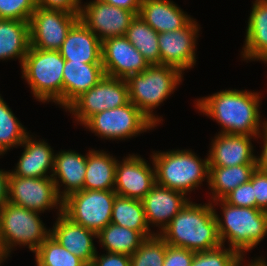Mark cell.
<instances>
[{
    "mask_svg": "<svg viewBox=\"0 0 267 266\" xmlns=\"http://www.w3.org/2000/svg\"><path fill=\"white\" fill-rule=\"evenodd\" d=\"M257 164H244L231 167H209L211 201L223 200L239 185L250 181ZM212 193V194H211Z\"/></svg>",
    "mask_w": 267,
    "mask_h": 266,
    "instance_id": "cell-28",
    "label": "cell"
},
{
    "mask_svg": "<svg viewBox=\"0 0 267 266\" xmlns=\"http://www.w3.org/2000/svg\"><path fill=\"white\" fill-rule=\"evenodd\" d=\"M82 126L106 140H126L156 126L132 103L91 116Z\"/></svg>",
    "mask_w": 267,
    "mask_h": 266,
    "instance_id": "cell-8",
    "label": "cell"
},
{
    "mask_svg": "<svg viewBox=\"0 0 267 266\" xmlns=\"http://www.w3.org/2000/svg\"><path fill=\"white\" fill-rule=\"evenodd\" d=\"M101 52L103 69L108 77L126 80L150 66L124 35L103 40Z\"/></svg>",
    "mask_w": 267,
    "mask_h": 266,
    "instance_id": "cell-16",
    "label": "cell"
},
{
    "mask_svg": "<svg viewBox=\"0 0 267 266\" xmlns=\"http://www.w3.org/2000/svg\"><path fill=\"white\" fill-rule=\"evenodd\" d=\"M32 136L29 134L20 145L24 150L11 173L23 178L50 177L55 159L54 150L45 140H37Z\"/></svg>",
    "mask_w": 267,
    "mask_h": 266,
    "instance_id": "cell-20",
    "label": "cell"
},
{
    "mask_svg": "<svg viewBox=\"0 0 267 266\" xmlns=\"http://www.w3.org/2000/svg\"><path fill=\"white\" fill-rule=\"evenodd\" d=\"M152 153L156 184L188 195L205 179L209 183L208 157L202 159L189 149Z\"/></svg>",
    "mask_w": 267,
    "mask_h": 266,
    "instance_id": "cell-4",
    "label": "cell"
},
{
    "mask_svg": "<svg viewBox=\"0 0 267 266\" xmlns=\"http://www.w3.org/2000/svg\"><path fill=\"white\" fill-rule=\"evenodd\" d=\"M129 102L125 79L104 76L95 86L76 98L66 109L74 115L77 124L83 125L91 116L114 109Z\"/></svg>",
    "mask_w": 267,
    "mask_h": 266,
    "instance_id": "cell-10",
    "label": "cell"
},
{
    "mask_svg": "<svg viewBox=\"0 0 267 266\" xmlns=\"http://www.w3.org/2000/svg\"><path fill=\"white\" fill-rule=\"evenodd\" d=\"M114 190H81L63 199L62 213L71 221L99 233L111 222Z\"/></svg>",
    "mask_w": 267,
    "mask_h": 266,
    "instance_id": "cell-9",
    "label": "cell"
},
{
    "mask_svg": "<svg viewBox=\"0 0 267 266\" xmlns=\"http://www.w3.org/2000/svg\"><path fill=\"white\" fill-rule=\"evenodd\" d=\"M141 156L128 154L117 161L114 191L117 195L142 200L156 184L155 167Z\"/></svg>",
    "mask_w": 267,
    "mask_h": 266,
    "instance_id": "cell-15",
    "label": "cell"
},
{
    "mask_svg": "<svg viewBox=\"0 0 267 266\" xmlns=\"http://www.w3.org/2000/svg\"><path fill=\"white\" fill-rule=\"evenodd\" d=\"M101 49L102 41L79 19L58 51L66 61L102 64Z\"/></svg>",
    "mask_w": 267,
    "mask_h": 266,
    "instance_id": "cell-22",
    "label": "cell"
},
{
    "mask_svg": "<svg viewBox=\"0 0 267 266\" xmlns=\"http://www.w3.org/2000/svg\"><path fill=\"white\" fill-rule=\"evenodd\" d=\"M65 60L57 50L29 47L21 66L22 78L39 102L63 107V69Z\"/></svg>",
    "mask_w": 267,
    "mask_h": 266,
    "instance_id": "cell-6",
    "label": "cell"
},
{
    "mask_svg": "<svg viewBox=\"0 0 267 266\" xmlns=\"http://www.w3.org/2000/svg\"><path fill=\"white\" fill-rule=\"evenodd\" d=\"M211 205L222 245L224 246L227 240L229 248L236 250L243 257L249 250L257 247L267 235V211L234 206L224 199L212 201ZM218 205L222 209V217L214 209Z\"/></svg>",
    "mask_w": 267,
    "mask_h": 266,
    "instance_id": "cell-3",
    "label": "cell"
},
{
    "mask_svg": "<svg viewBox=\"0 0 267 266\" xmlns=\"http://www.w3.org/2000/svg\"><path fill=\"white\" fill-rule=\"evenodd\" d=\"M36 7V0H0V19L29 22Z\"/></svg>",
    "mask_w": 267,
    "mask_h": 266,
    "instance_id": "cell-36",
    "label": "cell"
},
{
    "mask_svg": "<svg viewBox=\"0 0 267 266\" xmlns=\"http://www.w3.org/2000/svg\"><path fill=\"white\" fill-rule=\"evenodd\" d=\"M262 133L258 136V138L263 139V147L260 156H256V162L257 168L267 173V126Z\"/></svg>",
    "mask_w": 267,
    "mask_h": 266,
    "instance_id": "cell-42",
    "label": "cell"
},
{
    "mask_svg": "<svg viewBox=\"0 0 267 266\" xmlns=\"http://www.w3.org/2000/svg\"><path fill=\"white\" fill-rule=\"evenodd\" d=\"M100 245L107 252L120 253L131 256L146 240L138 231L109 223L97 233Z\"/></svg>",
    "mask_w": 267,
    "mask_h": 266,
    "instance_id": "cell-30",
    "label": "cell"
},
{
    "mask_svg": "<svg viewBox=\"0 0 267 266\" xmlns=\"http://www.w3.org/2000/svg\"><path fill=\"white\" fill-rule=\"evenodd\" d=\"M194 251L167 245L163 266H191Z\"/></svg>",
    "mask_w": 267,
    "mask_h": 266,
    "instance_id": "cell-38",
    "label": "cell"
},
{
    "mask_svg": "<svg viewBox=\"0 0 267 266\" xmlns=\"http://www.w3.org/2000/svg\"><path fill=\"white\" fill-rule=\"evenodd\" d=\"M79 14L36 7L29 20L30 47L59 50Z\"/></svg>",
    "mask_w": 267,
    "mask_h": 266,
    "instance_id": "cell-12",
    "label": "cell"
},
{
    "mask_svg": "<svg viewBox=\"0 0 267 266\" xmlns=\"http://www.w3.org/2000/svg\"><path fill=\"white\" fill-rule=\"evenodd\" d=\"M6 259H7L6 256L2 253L1 248H0V266L3 262L6 261Z\"/></svg>",
    "mask_w": 267,
    "mask_h": 266,
    "instance_id": "cell-45",
    "label": "cell"
},
{
    "mask_svg": "<svg viewBox=\"0 0 267 266\" xmlns=\"http://www.w3.org/2000/svg\"><path fill=\"white\" fill-rule=\"evenodd\" d=\"M107 152L94 149L87 152L83 189L114 190L118 159Z\"/></svg>",
    "mask_w": 267,
    "mask_h": 266,
    "instance_id": "cell-26",
    "label": "cell"
},
{
    "mask_svg": "<svg viewBox=\"0 0 267 266\" xmlns=\"http://www.w3.org/2000/svg\"><path fill=\"white\" fill-rule=\"evenodd\" d=\"M241 51L243 61H263L267 64V0L252 2Z\"/></svg>",
    "mask_w": 267,
    "mask_h": 266,
    "instance_id": "cell-24",
    "label": "cell"
},
{
    "mask_svg": "<svg viewBox=\"0 0 267 266\" xmlns=\"http://www.w3.org/2000/svg\"><path fill=\"white\" fill-rule=\"evenodd\" d=\"M158 235L168 245L194 252L222 246L210 201L203 205L189 201Z\"/></svg>",
    "mask_w": 267,
    "mask_h": 266,
    "instance_id": "cell-2",
    "label": "cell"
},
{
    "mask_svg": "<svg viewBox=\"0 0 267 266\" xmlns=\"http://www.w3.org/2000/svg\"><path fill=\"white\" fill-rule=\"evenodd\" d=\"M224 200L228 204L234 206L256 208L254 188L250 181L236 187L224 198Z\"/></svg>",
    "mask_w": 267,
    "mask_h": 266,
    "instance_id": "cell-37",
    "label": "cell"
},
{
    "mask_svg": "<svg viewBox=\"0 0 267 266\" xmlns=\"http://www.w3.org/2000/svg\"><path fill=\"white\" fill-rule=\"evenodd\" d=\"M250 182L254 188L256 208L267 211V173L256 168Z\"/></svg>",
    "mask_w": 267,
    "mask_h": 266,
    "instance_id": "cell-39",
    "label": "cell"
},
{
    "mask_svg": "<svg viewBox=\"0 0 267 266\" xmlns=\"http://www.w3.org/2000/svg\"><path fill=\"white\" fill-rule=\"evenodd\" d=\"M182 79L183 73L178 68L150 65L143 72L126 79L129 101L157 127L163 119L154 114V109L174 93Z\"/></svg>",
    "mask_w": 267,
    "mask_h": 266,
    "instance_id": "cell-5",
    "label": "cell"
},
{
    "mask_svg": "<svg viewBox=\"0 0 267 266\" xmlns=\"http://www.w3.org/2000/svg\"><path fill=\"white\" fill-rule=\"evenodd\" d=\"M158 34L139 15H136L124 36L143 55L149 65H161Z\"/></svg>",
    "mask_w": 267,
    "mask_h": 266,
    "instance_id": "cell-31",
    "label": "cell"
},
{
    "mask_svg": "<svg viewBox=\"0 0 267 266\" xmlns=\"http://www.w3.org/2000/svg\"><path fill=\"white\" fill-rule=\"evenodd\" d=\"M105 72L102 64L66 61L63 69V108L95 86Z\"/></svg>",
    "mask_w": 267,
    "mask_h": 266,
    "instance_id": "cell-25",
    "label": "cell"
},
{
    "mask_svg": "<svg viewBox=\"0 0 267 266\" xmlns=\"http://www.w3.org/2000/svg\"><path fill=\"white\" fill-rule=\"evenodd\" d=\"M139 11H128L100 0L82 4L79 19L101 40L123 36Z\"/></svg>",
    "mask_w": 267,
    "mask_h": 266,
    "instance_id": "cell-13",
    "label": "cell"
},
{
    "mask_svg": "<svg viewBox=\"0 0 267 266\" xmlns=\"http://www.w3.org/2000/svg\"><path fill=\"white\" fill-rule=\"evenodd\" d=\"M259 93L225 89L196 99L195 108L221 125L218 133L258 137L267 126V120L261 121Z\"/></svg>",
    "mask_w": 267,
    "mask_h": 266,
    "instance_id": "cell-1",
    "label": "cell"
},
{
    "mask_svg": "<svg viewBox=\"0 0 267 266\" xmlns=\"http://www.w3.org/2000/svg\"><path fill=\"white\" fill-rule=\"evenodd\" d=\"M82 0H36L38 7L43 9L64 10L69 13L79 14Z\"/></svg>",
    "mask_w": 267,
    "mask_h": 266,
    "instance_id": "cell-40",
    "label": "cell"
},
{
    "mask_svg": "<svg viewBox=\"0 0 267 266\" xmlns=\"http://www.w3.org/2000/svg\"><path fill=\"white\" fill-rule=\"evenodd\" d=\"M29 134L0 94V156L20 146Z\"/></svg>",
    "mask_w": 267,
    "mask_h": 266,
    "instance_id": "cell-32",
    "label": "cell"
},
{
    "mask_svg": "<svg viewBox=\"0 0 267 266\" xmlns=\"http://www.w3.org/2000/svg\"><path fill=\"white\" fill-rule=\"evenodd\" d=\"M36 266H86L79 257L61 246L51 235L34 252Z\"/></svg>",
    "mask_w": 267,
    "mask_h": 266,
    "instance_id": "cell-33",
    "label": "cell"
},
{
    "mask_svg": "<svg viewBox=\"0 0 267 266\" xmlns=\"http://www.w3.org/2000/svg\"><path fill=\"white\" fill-rule=\"evenodd\" d=\"M138 15L157 33L184 28L193 19L171 0H142Z\"/></svg>",
    "mask_w": 267,
    "mask_h": 266,
    "instance_id": "cell-23",
    "label": "cell"
},
{
    "mask_svg": "<svg viewBox=\"0 0 267 266\" xmlns=\"http://www.w3.org/2000/svg\"><path fill=\"white\" fill-rule=\"evenodd\" d=\"M91 266H130V256L120 253L106 252L98 255V251L93 258Z\"/></svg>",
    "mask_w": 267,
    "mask_h": 266,
    "instance_id": "cell-41",
    "label": "cell"
},
{
    "mask_svg": "<svg viewBox=\"0 0 267 266\" xmlns=\"http://www.w3.org/2000/svg\"><path fill=\"white\" fill-rule=\"evenodd\" d=\"M11 170L0 169V208L8 202L9 175Z\"/></svg>",
    "mask_w": 267,
    "mask_h": 266,
    "instance_id": "cell-43",
    "label": "cell"
},
{
    "mask_svg": "<svg viewBox=\"0 0 267 266\" xmlns=\"http://www.w3.org/2000/svg\"><path fill=\"white\" fill-rule=\"evenodd\" d=\"M251 138L258 137L238 134L218 133L212 139L209 149V167H231L257 164Z\"/></svg>",
    "mask_w": 267,
    "mask_h": 266,
    "instance_id": "cell-17",
    "label": "cell"
},
{
    "mask_svg": "<svg viewBox=\"0 0 267 266\" xmlns=\"http://www.w3.org/2000/svg\"><path fill=\"white\" fill-rule=\"evenodd\" d=\"M111 223L140 232L146 239L156 235L149 228L142 200L115 196Z\"/></svg>",
    "mask_w": 267,
    "mask_h": 266,
    "instance_id": "cell-29",
    "label": "cell"
},
{
    "mask_svg": "<svg viewBox=\"0 0 267 266\" xmlns=\"http://www.w3.org/2000/svg\"><path fill=\"white\" fill-rule=\"evenodd\" d=\"M86 162L87 153L82 155L74 150H61L55 153L51 177L62 200L74 192L83 190ZM61 186H64L63 190Z\"/></svg>",
    "mask_w": 267,
    "mask_h": 266,
    "instance_id": "cell-21",
    "label": "cell"
},
{
    "mask_svg": "<svg viewBox=\"0 0 267 266\" xmlns=\"http://www.w3.org/2000/svg\"><path fill=\"white\" fill-rule=\"evenodd\" d=\"M8 202L39 213L59 209L63 200L59 197L52 177L23 178L9 175Z\"/></svg>",
    "mask_w": 267,
    "mask_h": 266,
    "instance_id": "cell-11",
    "label": "cell"
},
{
    "mask_svg": "<svg viewBox=\"0 0 267 266\" xmlns=\"http://www.w3.org/2000/svg\"><path fill=\"white\" fill-rule=\"evenodd\" d=\"M189 199L181 192L155 184L142 199L149 228L158 227L156 235L160 234Z\"/></svg>",
    "mask_w": 267,
    "mask_h": 266,
    "instance_id": "cell-18",
    "label": "cell"
},
{
    "mask_svg": "<svg viewBox=\"0 0 267 266\" xmlns=\"http://www.w3.org/2000/svg\"><path fill=\"white\" fill-rule=\"evenodd\" d=\"M29 47V22L0 19V61L18 59L22 65Z\"/></svg>",
    "mask_w": 267,
    "mask_h": 266,
    "instance_id": "cell-27",
    "label": "cell"
},
{
    "mask_svg": "<svg viewBox=\"0 0 267 266\" xmlns=\"http://www.w3.org/2000/svg\"><path fill=\"white\" fill-rule=\"evenodd\" d=\"M192 19L184 28L158 34L161 65L184 71L196 65V43L200 25Z\"/></svg>",
    "mask_w": 267,
    "mask_h": 266,
    "instance_id": "cell-14",
    "label": "cell"
},
{
    "mask_svg": "<svg viewBox=\"0 0 267 266\" xmlns=\"http://www.w3.org/2000/svg\"><path fill=\"white\" fill-rule=\"evenodd\" d=\"M167 245L159 235L146 239L130 256V266H163Z\"/></svg>",
    "mask_w": 267,
    "mask_h": 266,
    "instance_id": "cell-34",
    "label": "cell"
},
{
    "mask_svg": "<svg viewBox=\"0 0 267 266\" xmlns=\"http://www.w3.org/2000/svg\"><path fill=\"white\" fill-rule=\"evenodd\" d=\"M57 214L56 222L50 228V235L87 265L91 264L97 252L93 242L94 238H97V233L71 221L62 211L58 210Z\"/></svg>",
    "mask_w": 267,
    "mask_h": 266,
    "instance_id": "cell-19",
    "label": "cell"
},
{
    "mask_svg": "<svg viewBox=\"0 0 267 266\" xmlns=\"http://www.w3.org/2000/svg\"><path fill=\"white\" fill-rule=\"evenodd\" d=\"M128 11H139L142 0H100Z\"/></svg>",
    "mask_w": 267,
    "mask_h": 266,
    "instance_id": "cell-44",
    "label": "cell"
},
{
    "mask_svg": "<svg viewBox=\"0 0 267 266\" xmlns=\"http://www.w3.org/2000/svg\"><path fill=\"white\" fill-rule=\"evenodd\" d=\"M243 262L245 260L239 252L222 245L213 250L195 252L191 266H244Z\"/></svg>",
    "mask_w": 267,
    "mask_h": 266,
    "instance_id": "cell-35",
    "label": "cell"
},
{
    "mask_svg": "<svg viewBox=\"0 0 267 266\" xmlns=\"http://www.w3.org/2000/svg\"><path fill=\"white\" fill-rule=\"evenodd\" d=\"M40 213L7 202L0 208V248L10 257L13 248L28 246L33 253L50 236Z\"/></svg>",
    "mask_w": 267,
    "mask_h": 266,
    "instance_id": "cell-7",
    "label": "cell"
}]
</instances>
